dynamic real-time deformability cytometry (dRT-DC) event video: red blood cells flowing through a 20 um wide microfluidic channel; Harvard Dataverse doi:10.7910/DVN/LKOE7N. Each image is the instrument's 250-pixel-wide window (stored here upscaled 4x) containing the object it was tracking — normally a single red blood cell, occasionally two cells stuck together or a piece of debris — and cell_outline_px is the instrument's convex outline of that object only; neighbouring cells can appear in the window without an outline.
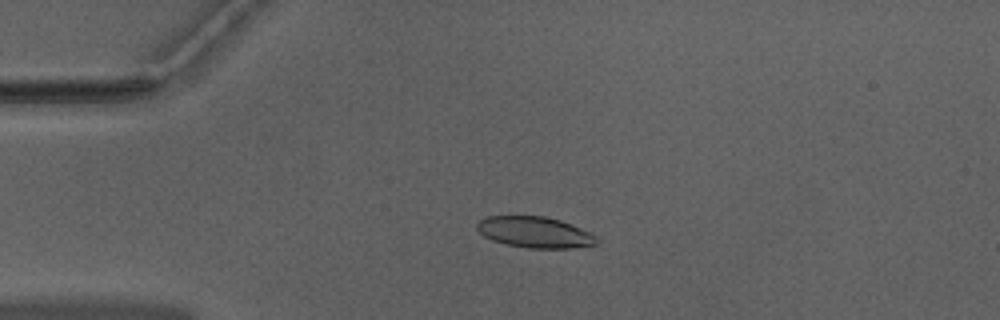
{"species": "Egyptian fruit bat (a non-hibernating species)", "species_latin": "Rousettus aegyptiacus", "temperature_condition": "warm", "stored_images_in_passage": 43, "camera_frame_rate_fps": 3000, "um_per_image_px": 0.085, "animal": {"sex": "male"}, "frame": {"image": 1, "passage_image": 3, "time_ms": 0.667, "image_size_px": [1000, 320], "cell_outline_px": [[600, 240], [596, 244], [568, 248], [528, 248], [504, 244], [492, 240], [484, 236], [476, 228], [476, 224], [480, 220], [488, 216], [544, 216], [560, 220], [592, 232]], "centroid_in_image_um": [45.47, 19.74], "position_along_channel_um": 39.5, "area_um2": 21.73}}
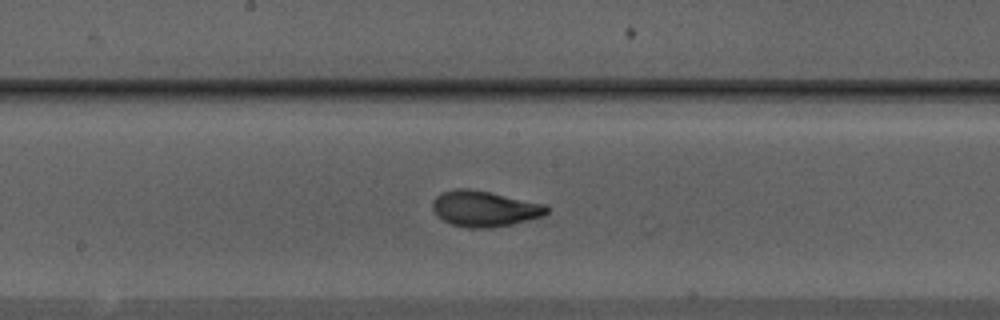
{"frame": {"image": 2, "passage_image": 18, "time_ms": 5.667, "image_size_px": [1000, 320], "cell_outline_px": [[548, 212], [544, 216], [512, 224], [492, 228], [468, 228], [452, 224], [436, 216], [432, 208], [432, 200], [440, 192], [456, 188], [468, 188], [488, 192], [544, 204], [548, 208]], "centroid_in_image_um": [41.14, 17.74], "position_along_channel_um": 207.1, "area_um2": 23.81}}
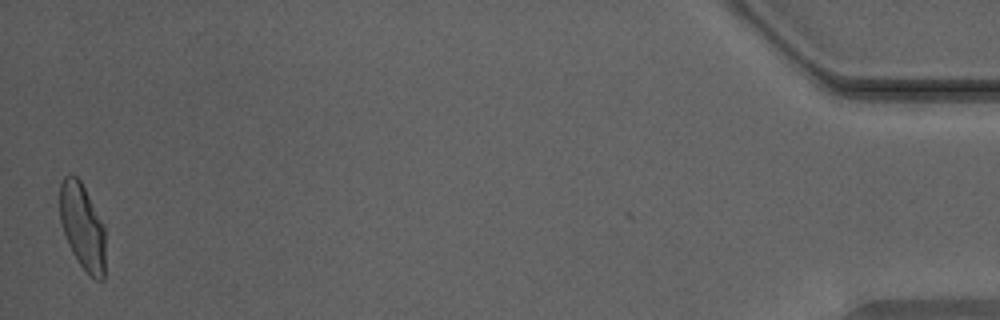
{"frame": {"image": 3, "passage_image": 42, "time_ms": 13.667, "image_size_px": [1000, 320], "cell_outline_px": [[104, 280], [96, 280], [88, 276], [72, 252], [64, 236], [60, 224], [60, 180], [64, 176], [76, 176], [80, 180], [104, 224]], "centroid_in_image_um": [6.99, 19.28], "position_along_channel_um": 428.2, "area_um2": 22.95}, "authors_computed_cell_mechanics": {"area_um2": 23.12, "velocity_mm_per_s": 3.9617, "shape_relaxation_time_tau1_ms": 3.7354, "shape_relaxation_time_tau2_ms": 0.7621, "deformation_change_tau1": 0.16, "deformation_change_tau2": 0.0732}}